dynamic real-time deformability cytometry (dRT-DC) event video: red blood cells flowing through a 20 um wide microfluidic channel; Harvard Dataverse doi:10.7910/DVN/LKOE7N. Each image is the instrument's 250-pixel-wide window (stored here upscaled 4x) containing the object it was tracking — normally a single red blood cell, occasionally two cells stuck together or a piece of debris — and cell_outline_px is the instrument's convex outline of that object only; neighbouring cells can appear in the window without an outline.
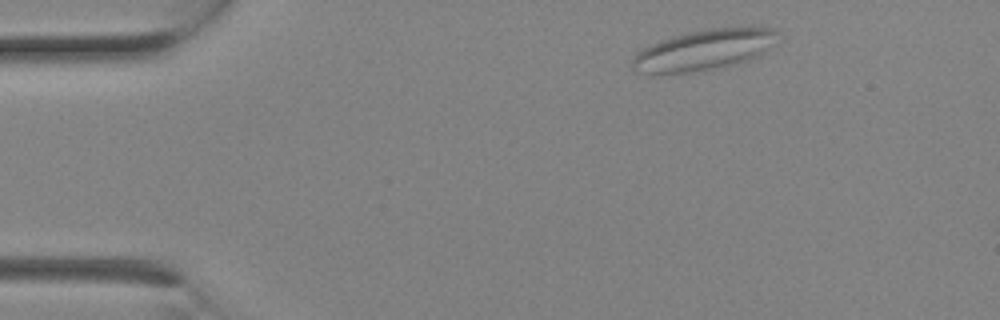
{"species": "Egyptian fruit bat (a non-hibernating species)", "species_latin": "Rousettus aegyptiacus", "temperature_condition": "room temperature", "stored_images_in_passage": 2, "camera_frame_rate_fps": 3000, "um_per_image_px": 0.085, "animal": {"sex": "female"}, "frame": {"image": 1, "passage_image": 2, "time_ms": 0.333, "image_size_px": [1000, 320], "cell_outline_px": [[776, 32], [764, 52], [748, 60], [724, 68], [660, 76], [636, 72], [632, 68], [632, 60], [636, 52], [660, 40], [688, 32], [712, 28], [772, 28]], "centroid_in_image_um": [59.68, 4.31], "position_along_channel_um": 25.3, "area_um2": 34.28}}